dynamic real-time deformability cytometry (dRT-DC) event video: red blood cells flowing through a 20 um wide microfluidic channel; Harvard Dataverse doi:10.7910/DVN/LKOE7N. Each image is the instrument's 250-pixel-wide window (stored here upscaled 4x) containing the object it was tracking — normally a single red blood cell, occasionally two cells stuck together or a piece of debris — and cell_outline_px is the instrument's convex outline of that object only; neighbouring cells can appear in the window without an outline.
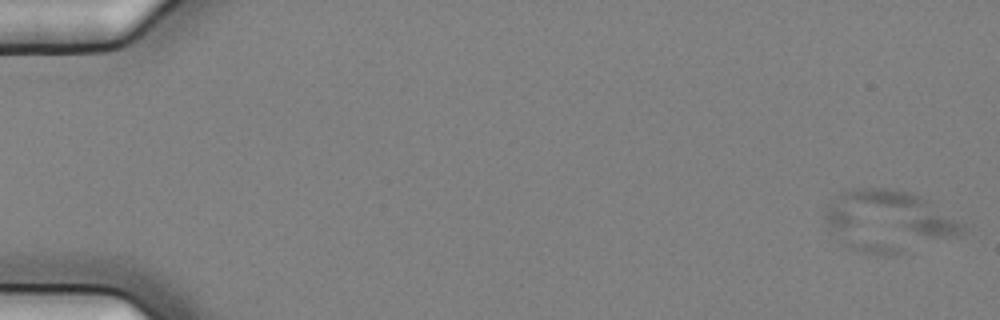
{"species": "common noctule bat (a hibernating species)", "species_latin": "Nyctalus noctula", "temperature_condition": "cold", "stored_images_in_passage": 5, "camera_frame_rate_fps": 3000, "um_per_image_px": 0.085, "animal": {"sex": "female", "body_mass_g": 25.1}, "frame": {"image": 1, "passage_image": 3, "time_ms": 0.667, "image_size_px": [1000, 320], "cell_outline_px": [[964, 232], [960, 236], [892, 256], [884, 256], [864, 252], [848, 248], [844, 244], [824, 220], [824, 212], [828, 204], [840, 192], [860, 188], [884, 188], [904, 192], [920, 196], [928, 200], [964, 224]], "centroid_in_image_um": [75.53, 18.81], "position_along_channel_um": 9.5, "area_um2": 48.96}}